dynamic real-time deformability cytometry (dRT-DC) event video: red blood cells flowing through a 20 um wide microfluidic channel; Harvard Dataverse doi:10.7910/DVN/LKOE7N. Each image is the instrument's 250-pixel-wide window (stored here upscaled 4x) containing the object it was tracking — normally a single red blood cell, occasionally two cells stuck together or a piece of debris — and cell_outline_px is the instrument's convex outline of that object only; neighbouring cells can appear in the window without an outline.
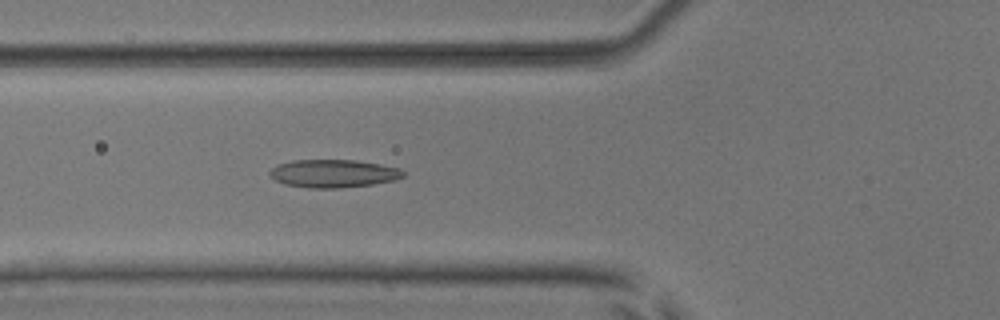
{"species": "common noctule bat (a hibernating species)", "species_latin": "Nyctalus noctula", "temperature_condition": "room temperature", "stored_images_in_passage": 54, "camera_frame_rate_fps": 3000, "um_per_image_px": 0.085, "animal": {"sex": "male", "body_mass_g": 17.9, "forearm_length_mm": 54.2}, "frame": {"image": 1, "passage_image": 21, "time_ms": 6.667, "image_size_px": [1000, 320], "cell_outline_px": [[404, 176], [396, 180], [372, 184], [336, 188], [308, 188], [284, 184], [276, 180], [268, 172], [276, 164], [292, 160], [356, 160], [380, 164], [400, 168], [404, 172]], "centroid_in_image_um": [28.33, 14.74], "position_along_channel_um": 97.5, "area_um2": 21.79}}
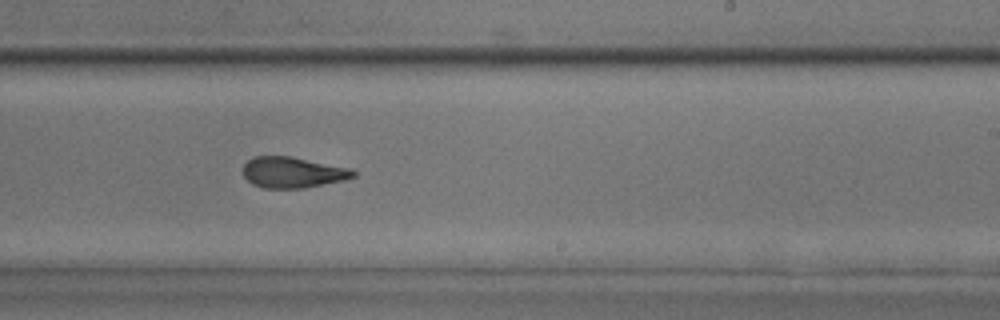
{"frame": {"image": 2, "passage_image": 34, "time_ms": 11.0, "image_size_px": [1000, 320], "cell_outline_px": [[356, 176], [344, 180], [304, 188], [264, 188], [252, 184], [244, 176], [244, 164], [252, 156], [292, 156], [352, 168], [356, 172]], "centroid_in_image_um": [24.91, 14.64], "position_along_channel_um": 264.1, "area_um2": 20.0}}
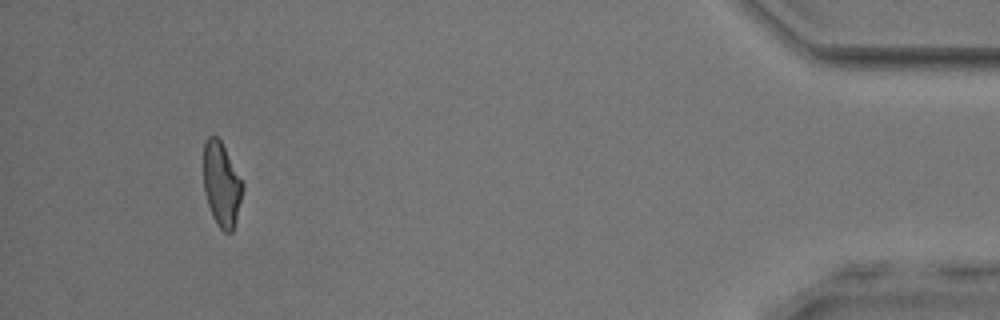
{"frame": {"image": 3, "passage_image": 51, "time_ms": 16.667, "image_size_px": [1000, 320], "cell_outline_px": [[244, 188], [236, 220], [232, 232], [224, 232], [220, 228], [212, 216], [204, 192], [204, 144], [208, 136], [216, 136], [220, 140], [244, 184]], "centroid_in_image_um": [18.84, 15.69], "position_along_channel_um": 416.4, "area_um2": 19.02}, "authors_computed_cell_mechanics": {"area_um2": 20.7791, "velocity_mm_per_s": 3.8569, "shape_relaxation_time_tau1_ms": 4.8581, "shape_relaxation_time_tau2_ms": 2.0111, "deformation_change_tau1": 0.1382, "deformation_change_tau2": 0.0978}}